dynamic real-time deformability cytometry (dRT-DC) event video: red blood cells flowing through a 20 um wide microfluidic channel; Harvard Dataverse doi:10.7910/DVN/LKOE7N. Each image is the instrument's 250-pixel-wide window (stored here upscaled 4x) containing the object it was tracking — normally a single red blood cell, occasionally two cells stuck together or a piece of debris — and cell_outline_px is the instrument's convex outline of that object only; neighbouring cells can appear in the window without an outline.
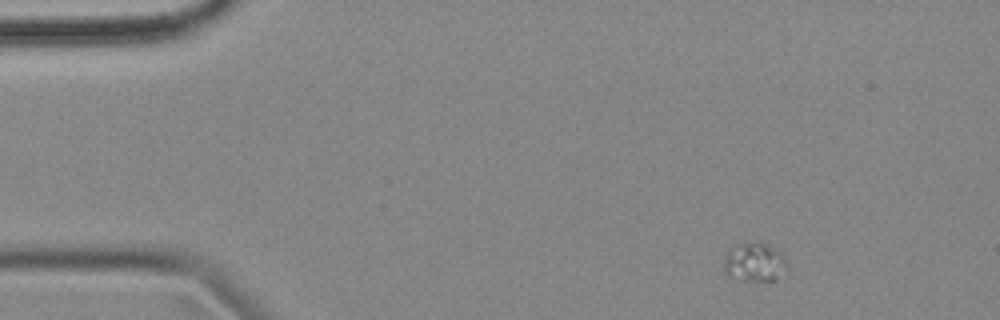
{"species": "common noctule bat (a hibernating species)", "species_latin": "Nyctalus noctula", "temperature_condition": "cold", "stored_images_in_passage": 4, "camera_frame_rate_fps": 3000, "um_per_image_px": 0.085, "animal": {"sex": "female", "body_mass_g": 18.4}, "frame": {"image": 1, "passage_image": 1, "time_ms": 0.0, "image_size_px": [1000, 320], "cell_outline_px": [[788, 276], [776, 280], [744, 280], [728, 276], [724, 272], [724, 260], [728, 252], [736, 244], [768, 244], [784, 252], [788, 264]], "centroid_in_image_um": [64.26, 22.33], "position_along_channel_um": 20.7, "area_um2": 14.62}}